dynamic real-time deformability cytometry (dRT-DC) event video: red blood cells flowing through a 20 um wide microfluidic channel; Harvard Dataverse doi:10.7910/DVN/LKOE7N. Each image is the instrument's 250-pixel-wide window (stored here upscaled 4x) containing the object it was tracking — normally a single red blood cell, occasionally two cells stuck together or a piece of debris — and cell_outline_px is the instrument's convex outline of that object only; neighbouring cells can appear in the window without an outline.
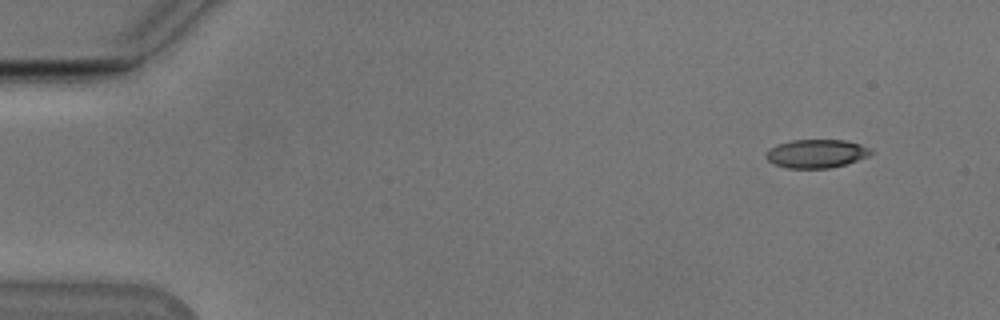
{"species": "Egyptian fruit bat (a non-hibernating species)", "species_latin": "Rousettus aegyptiacus", "temperature_condition": "cold", "stored_images_in_passage": 49, "camera_frame_rate_fps": 3000, "um_per_image_px": 0.085, "animal": {"sex": "male"}, "frame": {"image": 1, "passage_image": 1, "time_ms": 0.0, "image_size_px": [1000, 320], "cell_outline_px": [[872, 152], [868, 156], [844, 164], [828, 168], [788, 168], [776, 164], [768, 160], [764, 156], [764, 152], [768, 148], [776, 144], [792, 140], [844, 140], [860, 144], [868, 148]], "centroid_in_image_um": [69.32, 13.05], "position_along_channel_um": 15.7, "area_um2": 17.28}}
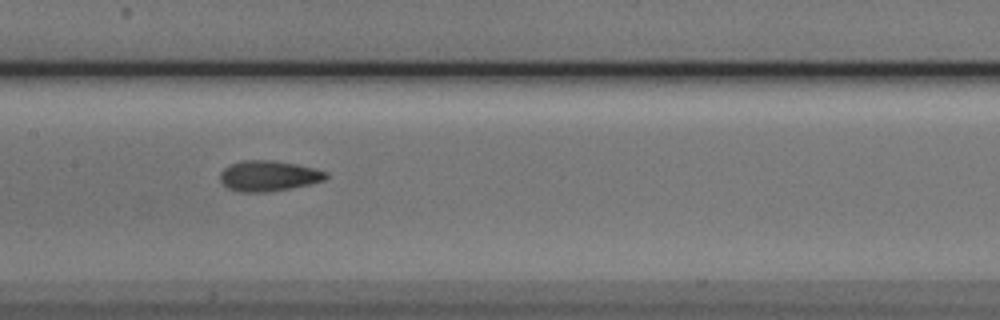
{"frame": {"image": 2, "passage_image": 23, "time_ms": 7.333, "image_size_px": [1000, 320], "cell_outline_px": [[328, 176], [324, 180], [308, 184], [288, 188], [264, 192], [240, 192], [228, 188], [220, 180], [220, 172], [228, 164], [240, 160], [272, 160], [296, 164], [328, 172]], "centroid_in_image_um": [22.78, 14.93], "position_along_channel_um": 184.6, "area_um2": 18.73}}
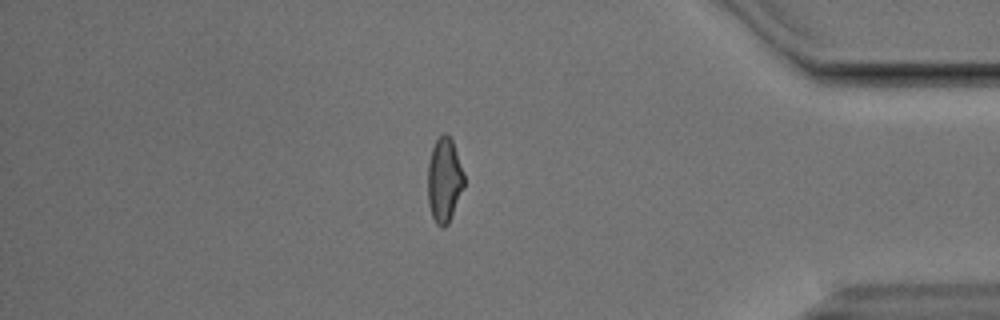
{"frame": {"image": 3, "passage_image": 42, "time_ms": 13.667, "image_size_px": [1000, 320], "cell_outline_px": [[464, 184], [448, 224], [444, 228], [440, 228], [436, 224], [432, 216], [428, 204], [428, 164], [432, 148], [436, 140], [444, 132], [452, 140], [464, 172]], "centroid_in_image_um": [37.75, 15.32], "position_along_channel_um": 397.5, "area_um2": 17.74}, "authors_computed_cell_mechanics": {"area_um2": 18.0914, "velocity_mm_per_s": 3.8552, "shape_relaxation_time_tau1_ms": 3.0381, "shape_relaxation_time_tau2_ms": 1.7767, "deformation_change_tau1": 0.1524, "deformation_change_tau2": 0.0887}}